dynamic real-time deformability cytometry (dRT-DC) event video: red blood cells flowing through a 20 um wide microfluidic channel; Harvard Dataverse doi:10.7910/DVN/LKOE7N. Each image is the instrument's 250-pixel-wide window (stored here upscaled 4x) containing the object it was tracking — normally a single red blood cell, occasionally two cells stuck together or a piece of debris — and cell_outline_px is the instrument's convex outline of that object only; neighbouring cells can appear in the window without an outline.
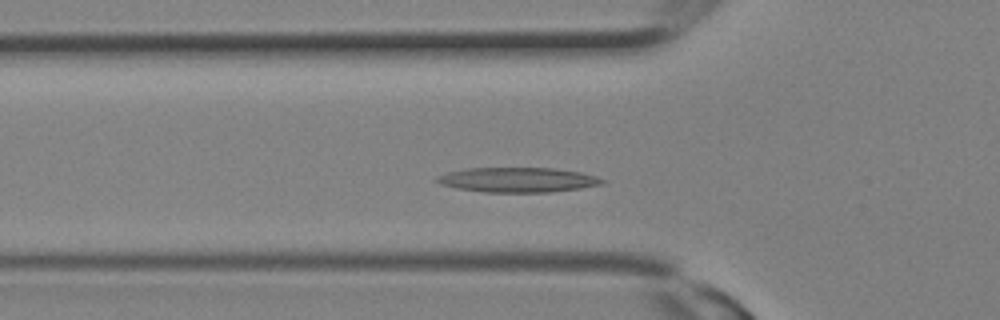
{"species": "Egyptian fruit bat (a non-hibernating species)", "species_latin": "Rousettus aegyptiacus", "temperature_condition": "room temperature", "stored_images_in_passage": 7, "camera_frame_rate_fps": 3000, "um_per_image_px": 0.085, "animal": {"sex": "female"}, "frame": {"image": 1, "passage_image": 3, "time_ms": 0.667, "image_size_px": [1000, 320], "cell_outline_px": [[608, 180], [600, 184], [580, 188], [548, 192], [484, 192], [456, 188], [440, 184], [436, 180], [436, 176], [448, 172], [468, 168], [552, 168], [580, 172], [596, 176]], "centroid_in_image_um": [44.0, 15.28], "position_along_channel_um": 81.8, "area_um2": 23.76}}
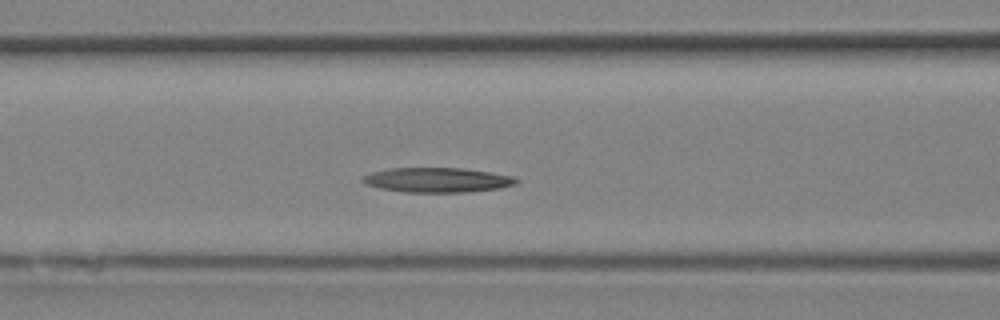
{"frame": {"image": 2, "passage_image": 5, "time_ms": 1.333, "image_size_px": [1000, 320], "cell_outline_px": [[520, 180], [516, 184], [500, 188], [464, 192], [404, 192], [380, 188], [364, 184], [360, 180], [364, 176], [372, 172], [388, 168], [460, 168], [488, 172], [512, 176]], "centroid_in_image_um": [37.14, 15.3], "position_along_channel_um": 129.5, "area_um2": 22.02}}
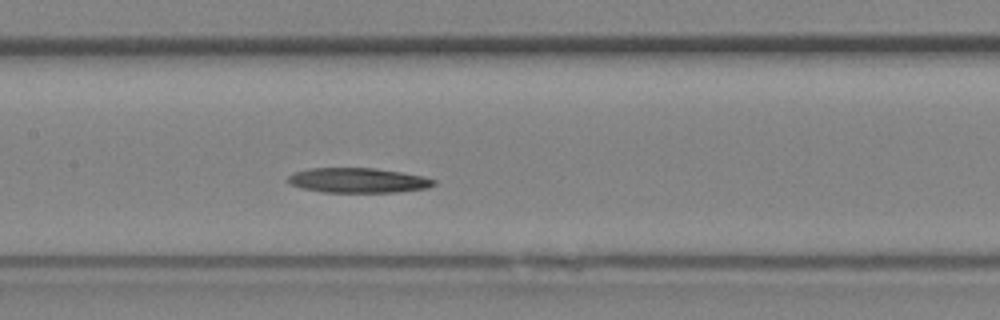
{"frame": {"image": 3, "passage_image": 7, "time_ms": 2.0, "image_size_px": [1000, 320], "cell_outline_px": [[436, 184], [428, 188], [396, 192], [324, 192], [304, 188], [292, 184], [288, 180], [288, 176], [296, 172], [308, 168], [376, 168], [424, 176], [436, 180]], "centroid_in_image_um": [30.49, 15.32], "position_along_channel_um": 176.9, "area_um2": 20.98}}